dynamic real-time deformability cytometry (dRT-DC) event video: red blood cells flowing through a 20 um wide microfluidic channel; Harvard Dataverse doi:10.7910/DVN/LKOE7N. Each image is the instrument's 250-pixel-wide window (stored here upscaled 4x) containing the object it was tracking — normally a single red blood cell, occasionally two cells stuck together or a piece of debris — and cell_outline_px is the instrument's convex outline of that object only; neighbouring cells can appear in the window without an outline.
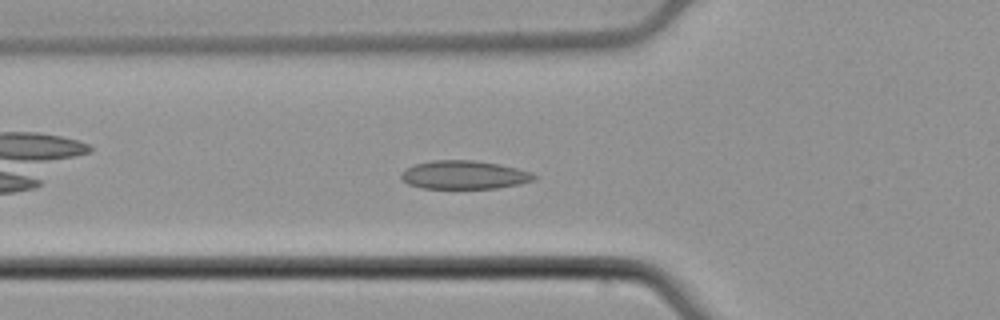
{"species": "common noctule bat (a hibernating species)", "species_latin": "Nyctalus noctula", "temperature_condition": "cold", "stored_images_in_passage": 32, "camera_frame_rate_fps": 3000, "um_per_image_px": 0.085, "animal": {"sex": "male", "body_mass_g": 21.5, "forearm_length_mm": 52.0}, "frame": {"image": 1, "passage_image": 8, "time_ms": 2.333, "image_size_px": [1000, 320], "cell_outline_px": [[536, 180], [520, 184], [496, 188], [424, 188], [408, 184], [400, 176], [400, 172], [416, 164], [432, 160], [472, 160], [500, 164], [532, 172], [536, 176]], "centroid_in_image_um": [39.48, 14.86], "position_along_channel_um": 86.3, "area_um2": 21.96}}
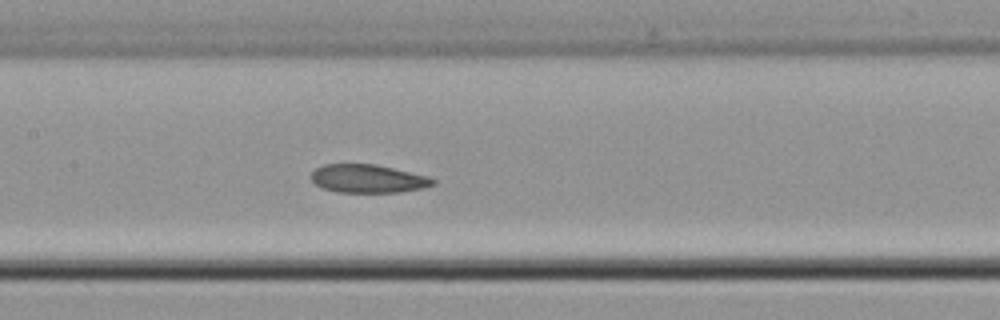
{"frame": {"image": 2, "passage_image": 15, "time_ms": 4.667, "image_size_px": [1000, 320], "cell_outline_px": [[436, 184], [424, 188], [400, 192], [336, 192], [324, 188], [316, 184], [312, 180], [312, 172], [316, 168], [324, 164], [372, 164], [392, 168], [428, 176], [436, 180]], "centroid_in_image_um": [31.3, 15.19], "position_along_channel_um": 176.1, "area_um2": 19.94}}
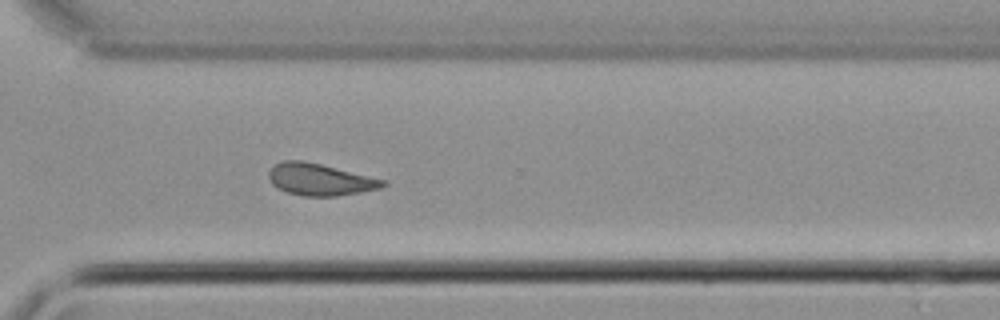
{"frame": {"image": 3, "passage_image": 28, "time_ms": 9.0, "image_size_px": [1000, 320], "cell_outline_px": [[388, 184], [380, 188], [360, 192], [336, 196], [304, 196], [288, 192], [276, 188], [272, 184], [268, 176], [268, 172], [276, 164], [284, 160], [304, 160], [384, 180]], "centroid_in_image_um": [27.16, 15.26], "position_along_channel_um": 343.4, "area_um2": 20.92}}